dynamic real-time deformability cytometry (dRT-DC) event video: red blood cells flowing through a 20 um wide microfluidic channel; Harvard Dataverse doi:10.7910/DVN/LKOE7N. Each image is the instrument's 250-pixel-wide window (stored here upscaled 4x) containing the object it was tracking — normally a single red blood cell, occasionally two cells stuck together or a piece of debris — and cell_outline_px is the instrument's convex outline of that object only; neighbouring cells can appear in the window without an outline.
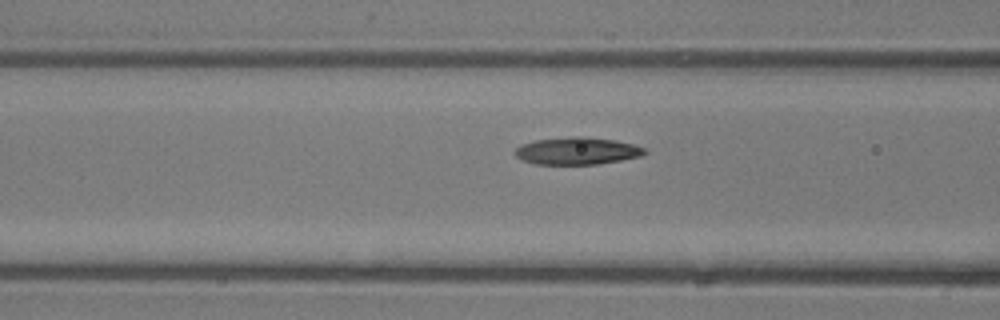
{"species": "common noctule bat (a hibernating species)", "species_latin": "Nyctalus noctula", "temperature_condition": "room temperature", "stored_images_in_passage": 4, "camera_frame_rate_fps": 3000, "um_per_image_px": 0.085, "animal": {"sex": "male", "body_mass_g": 13.3}, "frame": {"image": 1, "passage_image": 4, "time_ms": 1.0, "image_size_px": [1000, 320], "cell_outline_px": [[648, 152], [640, 156], [620, 160], [596, 164], [536, 164], [524, 160], [516, 156], [512, 152], [520, 144], [536, 140], [572, 136], [584, 136], [616, 140], [632, 144], [644, 148]], "centroid_in_image_um": [49.03, 12.82], "position_along_channel_um": 117.6, "area_um2": 20.58}}